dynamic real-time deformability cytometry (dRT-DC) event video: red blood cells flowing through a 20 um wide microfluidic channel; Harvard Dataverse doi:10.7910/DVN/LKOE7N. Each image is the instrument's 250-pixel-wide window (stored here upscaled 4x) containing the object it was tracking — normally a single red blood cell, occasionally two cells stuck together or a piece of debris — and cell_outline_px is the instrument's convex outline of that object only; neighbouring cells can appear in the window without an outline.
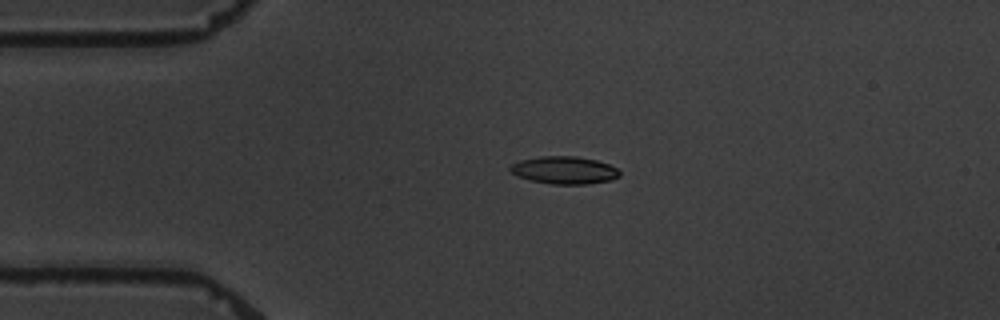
{"species": "common noctule bat (a hibernating species)", "species_latin": "Nyctalus noctula", "temperature_condition": "warm", "stored_images_in_passage": 4, "camera_frame_rate_fps": 3000, "um_per_image_px": 0.085, "animal": {"sex": "male", "body_mass_g": 19.5, "forearm_length_mm": 54.6}, "frame": {"image": 1, "passage_image": 3, "time_ms": 3.333, "image_size_px": [1000, 320], "cell_outline_px": [[620, 176], [612, 180], [588, 184], [552, 184], [532, 180], [520, 176], [512, 172], [508, 168], [512, 164], [520, 160], [540, 156], [576, 156], [596, 160], [608, 164], [616, 168], [620, 172]], "centroid_in_image_um": [47.99, 14.46], "position_along_channel_um": 37.0, "area_um2": 17.46}}